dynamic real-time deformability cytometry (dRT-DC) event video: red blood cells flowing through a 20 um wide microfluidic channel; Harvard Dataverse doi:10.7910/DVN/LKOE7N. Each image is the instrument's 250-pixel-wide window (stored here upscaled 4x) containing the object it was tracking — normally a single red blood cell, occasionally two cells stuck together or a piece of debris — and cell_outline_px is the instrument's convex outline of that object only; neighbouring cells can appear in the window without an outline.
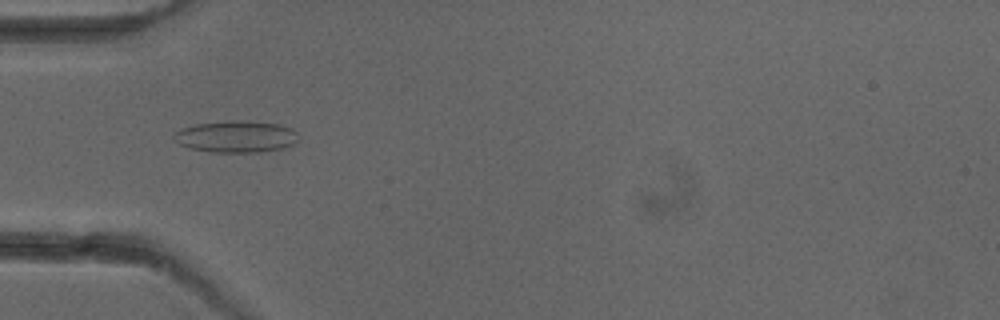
{"species": "common noctule bat (a hibernating species)", "species_latin": "Nyctalus noctula", "temperature_condition": "cold", "stored_images_in_passage": 5, "camera_frame_rate_fps": 3000, "um_per_image_px": 0.085, "animal": {"sex": "female"}, "frame": {"image": 1, "passage_image": 2, "time_ms": 1.333, "image_size_px": [1000, 320], "cell_outline_px": [[300, 140], [296, 144], [284, 148], [260, 152], [212, 152], [188, 148], [180, 144], [172, 136], [180, 128], [192, 124], [224, 120], [248, 120], [280, 124], [292, 128], [300, 136]], "centroid_in_image_um": [20.11, 11.59], "position_along_channel_um": 64.9, "area_um2": 23.7}}
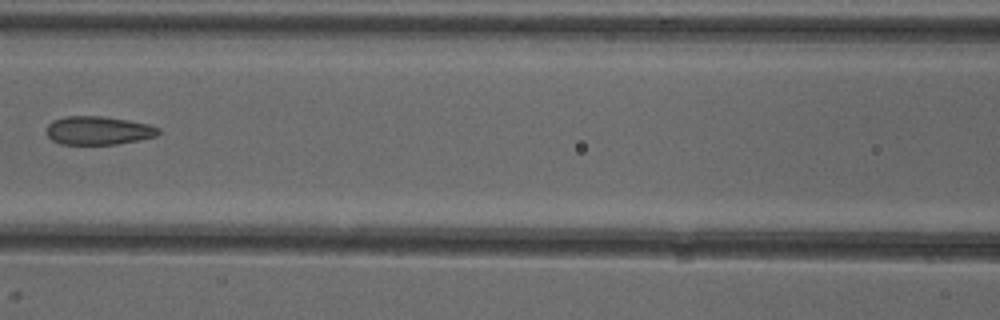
{"frame": {"image": 2, "passage_image": 4, "time_ms": 3.667, "image_size_px": [1000, 320], "cell_outline_px": [[160, 132], [156, 136], [116, 144], [60, 144], [52, 140], [48, 136], [48, 124], [52, 120], [64, 116], [100, 116], [128, 120], [148, 124], [160, 128]], "centroid_in_image_um": [8.34, 11.08], "position_along_channel_um": 158.3, "area_um2": 18.44}}
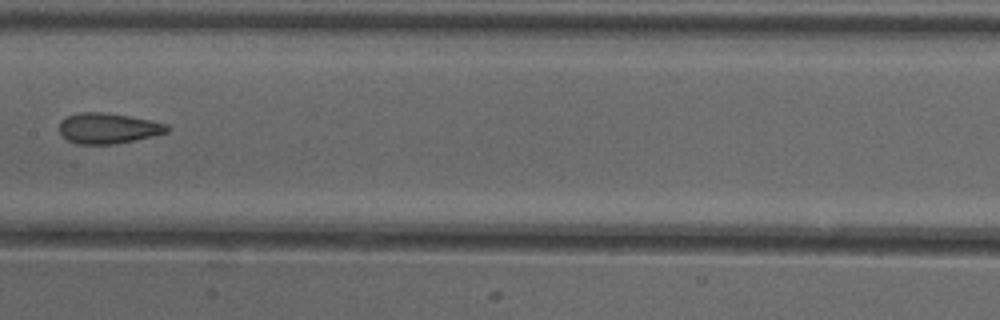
{"frame": {"image": 3, "passage_image": 5, "time_ms": 4.667, "image_size_px": [1000, 320], "cell_outline_px": [[168, 132], [152, 136], [116, 144], [80, 144], [68, 140], [60, 132], [60, 120], [68, 116], [80, 112], [100, 112], [128, 116], [152, 120], [168, 124]], "centroid_in_image_um": [9.2, 10.9], "position_along_channel_um": 198.2, "area_um2": 19.02}}